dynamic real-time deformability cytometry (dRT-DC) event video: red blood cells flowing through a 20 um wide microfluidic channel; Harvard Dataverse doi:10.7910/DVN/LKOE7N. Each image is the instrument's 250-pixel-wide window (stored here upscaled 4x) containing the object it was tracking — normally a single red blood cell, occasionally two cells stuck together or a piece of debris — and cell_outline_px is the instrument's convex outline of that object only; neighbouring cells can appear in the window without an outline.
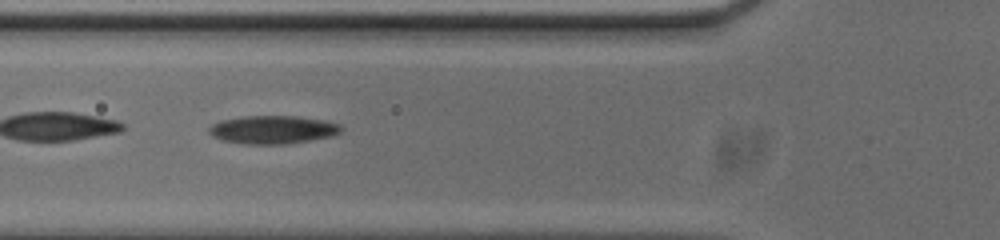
{"species": "common noctule bat (a hibernating species)", "species_latin": "Nyctalus noctula", "temperature_condition": "cold", "stored_images_in_passage": 37, "camera_frame_rate_fps": 3000, "um_per_image_px": 0.085, "animal": {"sex": "male", "body_mass_g": 20.0, "forearm_length_mm": 53.3}, "frame": {"image": 1, "passage_image": 4, "time_ms": 1.0, "image_size_px": [1000, 240], "cell_outline_px": [[344, 128], [340, 132], [332, 136], [284, 144], [244, 144], [220, 140], [212, 136], [208, 132], [208, 128], [212, 124], [220, 120], [244, 116], [296, 116], [324, 120], [340, 124]], "centroid_in_image_um": [23.16, 11.02], "position_along_channel_um": 102.6, "area_um2": 21.79}}
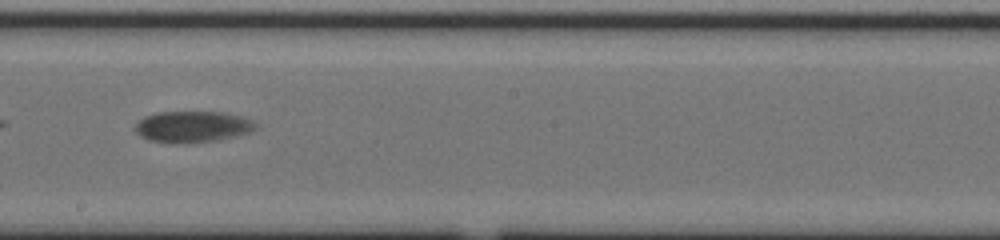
{"frame": {"image": 2, "passage_image": 15, "time_ms": 4.667, "image_size_px": [1000, 240], "cell_outline_px": [[256, 128], [248, 132], [216, 140], [176, 144], [148, 140], [140, 136], [132, 128], [144, 116], [156, 112], [224, 112], [240, 116], [252, 120], [256, 124]], "centroid_in_image_um": [16.29, 10.76], "position_along_channel_um": 231.9, "area_um2": 21.91}}
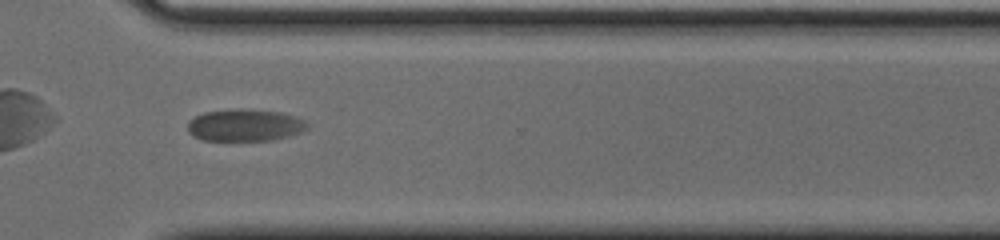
{"frame": {"image": 3, "passage_image": 25, "time_ms": 8.0, "image_size_px": [1000, 240], "cell_outline_px": [[308, 128], [300, 132], [288, 136], [272, 140], [204, 140], [192, 136], [188, 132], [188, 120], [204, 112], [240, 108], [280, 112], [296, 116], [304, 120], [308, 124]], "centroid_in_image_um": [20.8, 10.63], "position_along_channel_um": 349.8, "area_um2": 22.37}}